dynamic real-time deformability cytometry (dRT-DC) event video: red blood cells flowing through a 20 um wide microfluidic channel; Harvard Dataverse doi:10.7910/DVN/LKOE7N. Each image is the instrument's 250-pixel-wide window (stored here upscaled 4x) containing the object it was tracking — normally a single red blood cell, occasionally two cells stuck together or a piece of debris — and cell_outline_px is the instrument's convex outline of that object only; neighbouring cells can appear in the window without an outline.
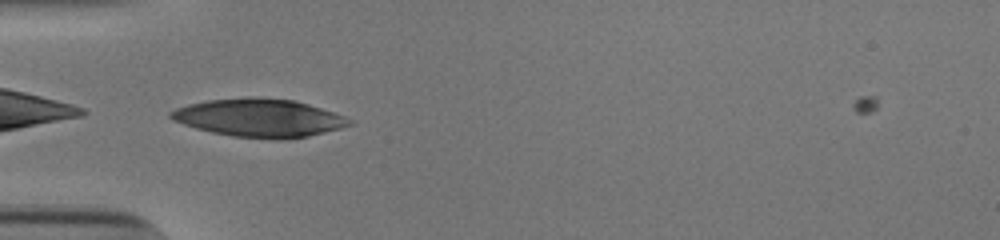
{"species": "human", "species_latin": "Homo sapiens", "temperature_condition": "cold", "stored_images_in_passage": 30, "camera_frame_rate_fps": 3000, "um_per_image_px": 0.085, "donor": {"sex": "male"}, "frame": {"image": 1, "passage_image": 1, "time_ms": 0.0, "image_size_px": [1000, 240], "cell_outline_px": [[352, 124], [340, 128], [308, 136], [280, 140], [232, 136], [212, 132], [196, 128], [172, 120], [168, 116], [168, 112], [176, 108], [188, 104], [208, 100], [252, 96], [292, 100], [308, 104], [344, 116], [352, 120]], "centroid_in_image_um": [22.0, 10.02], "position_along_channel_um": 63.0, "area_um2": 39.54}}
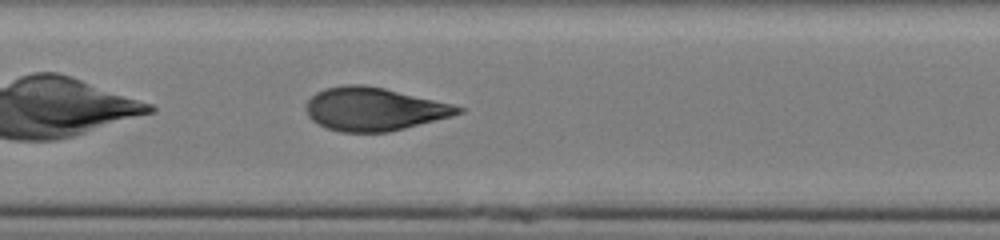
{"frame": {"image": 2, "passage_image": 10, "time_ms": 3.0, "image_size_px": [1000, 240], "cell_outline_px": [[464, 112], [452, 116], [388, 132], [340, 132], [328, 128], [312, 120], [308, 116], [308, 100], [316, 92], [324, 88], [348, 84], [364, 84], [384, 88], [452, 104], [464, 108]], "centroid_in_image_um": [31.8, 9.27], "position_along_channel_um": 175.6, "area_um2": 37.86}}
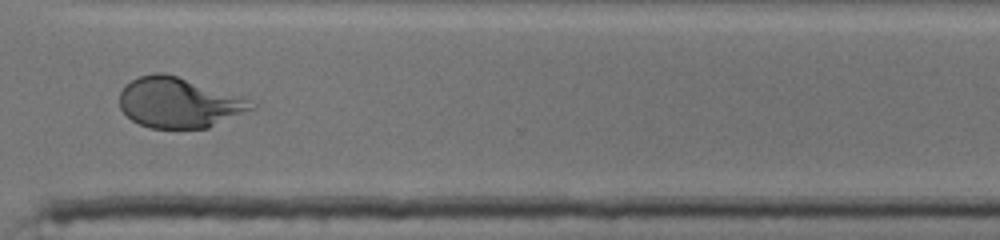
{"frame": {"image": 3, "passage_image": 24, "time_ms": 7.667, "image_size_px": [1000, 240], "cell_outline_px": [[256, 108], [208, 128], [148, 128], [132, 120], [120, 108], [120, 92], [124, 84], [140, 76], [156, 72], [164, 72], [248, 100], [256, 104]], "centroid_in_image_um": [15.15, 8.74], "position_along_channel_um": 355.4, "area_um2": 38.03}, "authors_computed_cell_mechanics": {"area_um2": 38.4948, "velocity_mm_per_s": 3.8561, "shape_relaxation_time_tau1_ms": 4.3963, "shape_relaxation_time_tau2_ms": null, "deformation_change_tau1": 0.1924, "deformation_change_tau2": null}}